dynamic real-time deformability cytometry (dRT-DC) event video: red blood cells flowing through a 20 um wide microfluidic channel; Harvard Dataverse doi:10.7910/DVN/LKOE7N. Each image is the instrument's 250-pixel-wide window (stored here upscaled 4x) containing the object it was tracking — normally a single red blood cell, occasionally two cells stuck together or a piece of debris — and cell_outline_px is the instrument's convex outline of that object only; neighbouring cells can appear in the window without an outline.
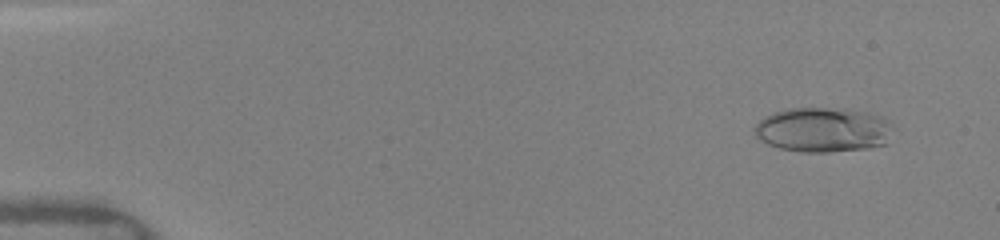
{"species": "human", "species_latin": "Homo sapiens", "temperature_condition": "warm", "stored_images_in_passage": 68, "camera_frame_rate_fps": 3000, "um_per_image_px": 0.085, "donor": {"sex": "female"}, "frame": {"image": 1, "passage_image": 4, "time_ms": 1.0, "image_size_px": [1000, 240], "cell_outline_px": [[896, 128], [888, 144], [868, 148], [828, 152], [800, 152], [780, 148], [768, 144], [760, 140], [756, 136], [752, 128], [764, 116], [772, 112], [784, 108], [844, 108], [884, 116]], "centroid_in_image_um": [70.0, 11.02], "position_along_channel_um": 15.0, "area_um2": 36.93}}
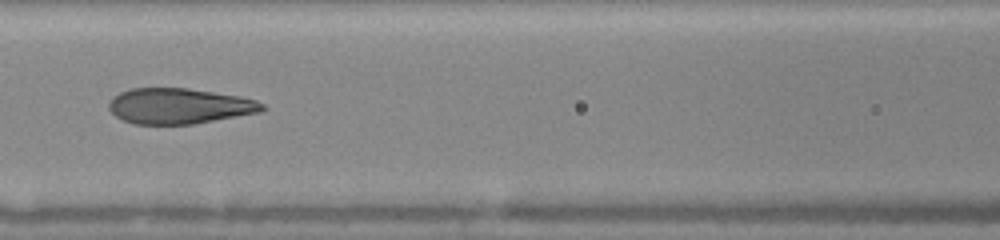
{"frame": {"image": 2, "passage_image": 35, "time_ms": 7.333, "image_size_px": [1000, 240], "cell_outline_px": [[268, 108], [260, 112], [192, 124], [136, 124], [124, 120], [116, 116], [108, 108], [108, 104], [112, 96], [120, 92], [132, 88], [188, 88], [240, 96], [256, 100], [264, 104]], "centroid_in_image_um": [15.24, 9.0], "position_along_channel_um": 151.4, "area_um2": 31.79}}
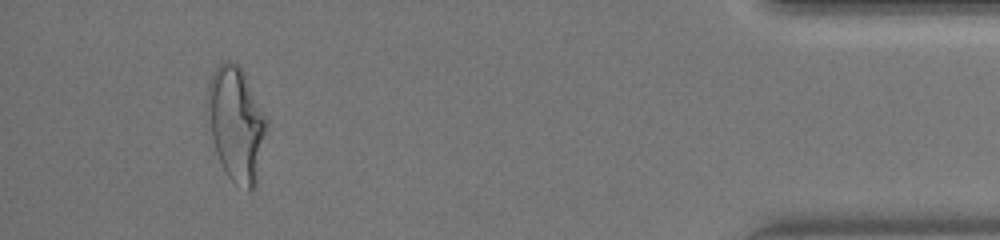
{"frame": {"image": 3, "passage_image": 63, "time_ms": 15.0, "image_size_px": [1000, 240], "cell_outline_px": [[268, 128], [256, 184], [248, 192], [232, 180], [224, 172], [212, 136], [208, 108], [208, 80], [212, 72], [224, 60], [228, 60], [236, 64], [244, 72], [268, 120]], "centroid_in_image_um": [20.12, 10.53], "position_along_channel_um": 415.1, "area_um2": 39.13}, "authors_computed_cell_mechanics": {"area_um2": 33.7552, "velocity_mm_per_s": 4.1535, "shape_relaxation_time_tau1_ms": 6.0108, "shape_relaxation_time_tau2_ms": 0.7946, "deformation_change_tau1": 0.2373, "deformation_change_tau2": 0.0825}}